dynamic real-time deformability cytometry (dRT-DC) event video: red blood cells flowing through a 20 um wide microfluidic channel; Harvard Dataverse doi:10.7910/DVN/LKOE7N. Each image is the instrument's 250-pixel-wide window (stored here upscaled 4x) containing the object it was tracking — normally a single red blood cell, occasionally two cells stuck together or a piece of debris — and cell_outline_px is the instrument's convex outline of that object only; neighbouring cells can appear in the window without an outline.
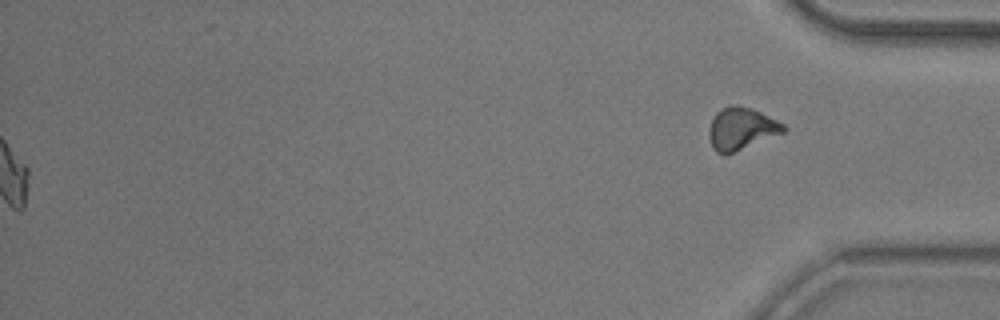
{"species": "common noctule bat (a hibernating species)", "species_latin": "Nyctalus noctula", "temperature_condition": "room temperature", "stored_images_in_passage": 52, "segment_of_instrument_passage": [2, 2], "camera_frame_rate_fps": 3000, "um_per_image_px": 0.085, "animal": {"sex": "male", "body_mass_g": 20.5, "forearm_length_mm": 52.5}, "frame": {"image": 1, "passage_image": 52, "time_ms": 17.0, "image_size_px": [1000, 320], "cell_outline_px": [[788, 128], [784, 132], [724, 156], [716, 152], [712, 148], [708, 136], [708, 132], [712, 120], [716, 112], [732, 104], [740, 104], [752, 108], [784, 124]], "centroid_in_image_um": [62.99, 10.94], "position_along_channel_um": 372.2, "area_um2": 18.38}}